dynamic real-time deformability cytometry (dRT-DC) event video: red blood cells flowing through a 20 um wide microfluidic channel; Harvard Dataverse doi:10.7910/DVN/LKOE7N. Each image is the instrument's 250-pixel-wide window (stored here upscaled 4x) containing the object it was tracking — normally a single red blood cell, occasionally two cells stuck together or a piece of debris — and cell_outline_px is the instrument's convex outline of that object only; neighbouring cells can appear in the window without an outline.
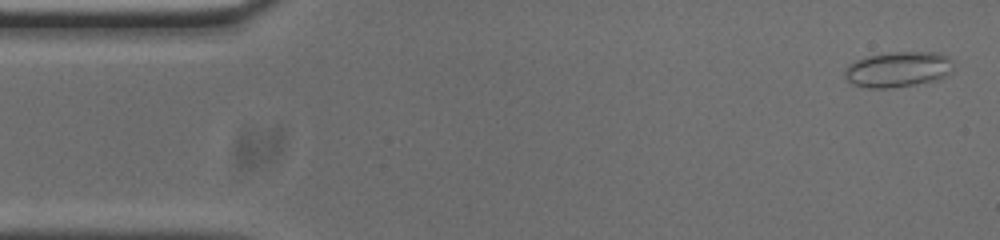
{"species": "common noctule bat (a hibernating species)", "species_latin": "Nyctalus noctula", "temperature_condition": "cold", "stored_images_in_passage": 50, "camera_frame_rate_fps": 3000, "um_per_image_px": 0.085, "animal": {"sex": "male", "body_mass_g": 20.0, "forearm_length_mm": 53.3}, "frame": {"image": 1, "passage_image": 1, "time_ms": 0.0, "image_size_px": [1000, 240], "cell_outline_px": [[952, 72], [936, 80], [916, 84], [892, 88], [868, 88], [852, 84], [844, 76], [844, 68], [848, 64], [856, 60], [868, 56], [892, 52], [940, 52], [948, 56], [952, 60]], "centroid_in_image_um": [76.33, 5.89], "position_along_channel_um": 8.7, "area_um2": 22.66}}
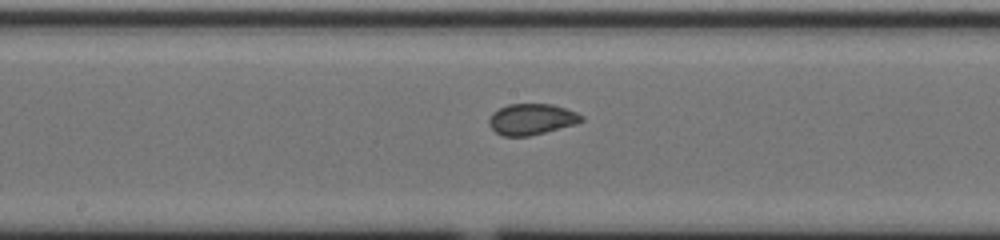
{"frame": {"image": 2, "passage_image": 25, "time_ms": 8.0, "image_size_px": [1000, 240], "cell_outline_px": [[584, 120], [576, 124], [528, 136], [504, 136], [496, 132], [488, 124], [488, 120], [492, 112], [508, 104], [552, 104], [576, 112], [584, 116]], "centroid_in_image_um": [45.18, 10.13], "position_along_channel_um": 203.0, "area_um2": 16.65}}
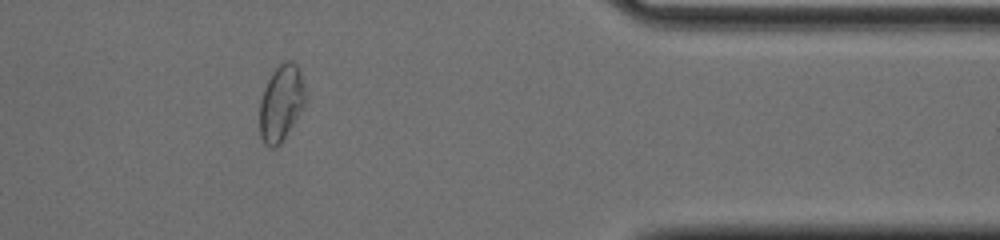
{"frame": {"image": 3, "passage_image": 42, "time_ms": 13.667, "image_size_px": [1000, 240], "cell_outline_px": [[304, 104], [280, 144], [276, 148], [268, 148], [264, 144], [260, 136], [260, 100], [264, 88], [272, 72], [284, 60], [292, 60], [296, 64], [300, 72], [304, 88]], "centroid_in_image_um": [23.86, 8.76], "position_along_channel_um": 387.5, "area_um2": 19.94}}